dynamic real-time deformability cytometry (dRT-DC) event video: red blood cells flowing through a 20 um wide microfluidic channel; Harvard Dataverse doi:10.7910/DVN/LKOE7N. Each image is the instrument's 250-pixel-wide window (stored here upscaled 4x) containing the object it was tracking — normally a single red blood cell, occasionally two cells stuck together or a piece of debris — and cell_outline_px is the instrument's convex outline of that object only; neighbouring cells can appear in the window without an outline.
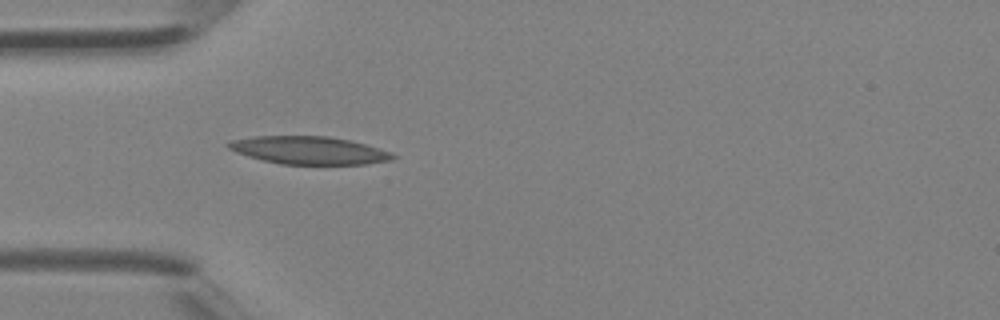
{"species": "Egyptian fruit bat (a non-hibernating species)", "species_latin": "Rousettus aegyptiacus", "temperature_condition": "room temperature", "stored_images_in_passage": 4, "camera_frame_rate_fps": 3000, "um_per_image_px": 0.085, "animal": {"sex": "female"}, "frame": {"image": 1, "passage_image": 4, "time_ms": 1.0, "image_size_px": [1000, 320], "cell_outline_px": [[396, 156], [392, 160], [368, 164], [280, 164], [248, 156], [236, 152], [228, 148], [224, 144], [232, 140], [256, 136], [328, 136], [352, 140], [392, 152]], "centroid_in_image_um": [26.29, 12.77], "position_along_channel_um": 58.7, "area_um2": 26.7}}